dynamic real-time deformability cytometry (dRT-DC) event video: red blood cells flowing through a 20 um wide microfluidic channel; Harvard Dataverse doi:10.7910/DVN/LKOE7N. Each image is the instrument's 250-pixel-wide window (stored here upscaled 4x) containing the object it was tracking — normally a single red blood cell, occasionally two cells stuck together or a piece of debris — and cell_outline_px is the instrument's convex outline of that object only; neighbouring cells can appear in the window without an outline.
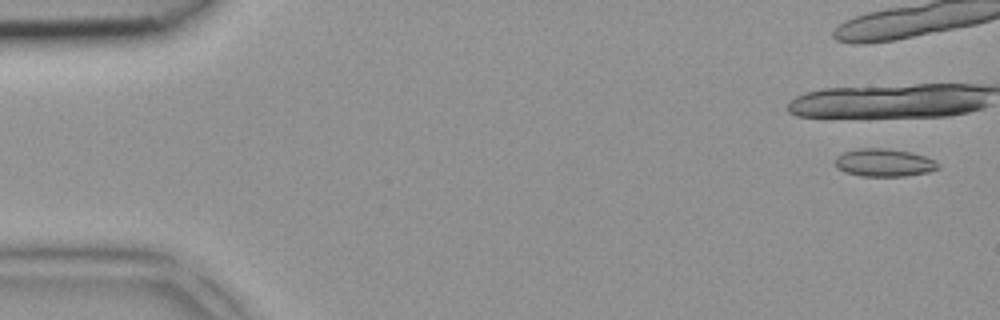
{"species": "common noctule bat (a hibernating species)", "species_latin": "Nyctalus noctula", "temperature_condition": "room temperature", "stored_images_in_passage": 3, "camera_frame_rate_fps": 3000, "um_per_image_px": 0.085, "animal": {"sex": "female", "body_mass_g": 18.4}, "frame": {"image": 1, "passage_image": 1, "time_ms": 0.0, "image_size_px": [1000, 320], "cell_outline_px": [[940, 168], [928, 172], [904, 176], [860, 176], [844, 172], [836, 164], [836, 156], [844, 152], [860, 148], [884, 148], [908, 152], [924, 156], [936, 160], [940, 164]], "centroid_in_image_um": [75.18, 13.83], "position_along_channel_um": 9.8, "area_um2": 16.59}}